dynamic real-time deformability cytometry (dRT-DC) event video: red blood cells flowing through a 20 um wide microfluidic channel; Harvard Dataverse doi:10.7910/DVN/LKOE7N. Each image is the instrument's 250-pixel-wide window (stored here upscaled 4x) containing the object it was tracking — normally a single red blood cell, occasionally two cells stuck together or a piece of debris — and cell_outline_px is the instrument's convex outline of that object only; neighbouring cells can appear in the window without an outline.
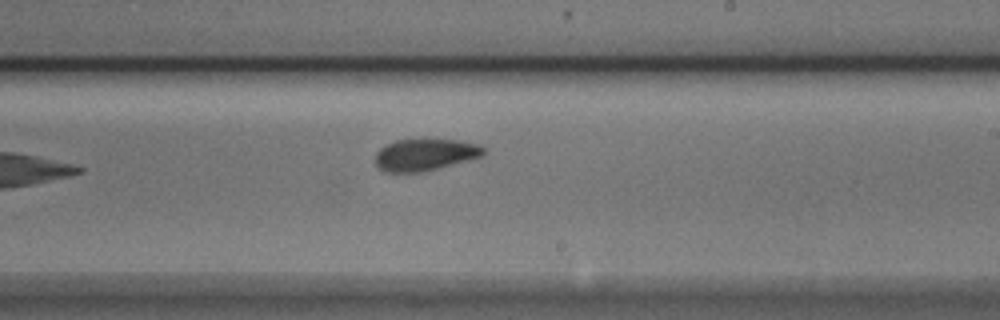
{"species": "Egyptian fruit bat (a non-hibernating species)", "species_latin": "Rousettus aegyptiacus", "temperature_condition": "cold", "stored_images_in_passage": 10, "camera_frame_rate_fps": 3000, "um_per_image_px": 0.085, "animal": {"sex": "male"}, "frame": {"image": 1, "passage_image": 10, "time_ms": 3.0, "image_size_px": [1000, 320], "cell_outline_px": [[484, 152], [480, 156], [436, 168], [420, 172], [384, 172], [376, 164], [376, 152], [380, 148], [396, 140], [460, 140], [476, 144], [484, 148]], "centroid_in_image_um": [36.07, 13.15], "position_along_channel_um": 252.9, "area_um2": 19.48}}